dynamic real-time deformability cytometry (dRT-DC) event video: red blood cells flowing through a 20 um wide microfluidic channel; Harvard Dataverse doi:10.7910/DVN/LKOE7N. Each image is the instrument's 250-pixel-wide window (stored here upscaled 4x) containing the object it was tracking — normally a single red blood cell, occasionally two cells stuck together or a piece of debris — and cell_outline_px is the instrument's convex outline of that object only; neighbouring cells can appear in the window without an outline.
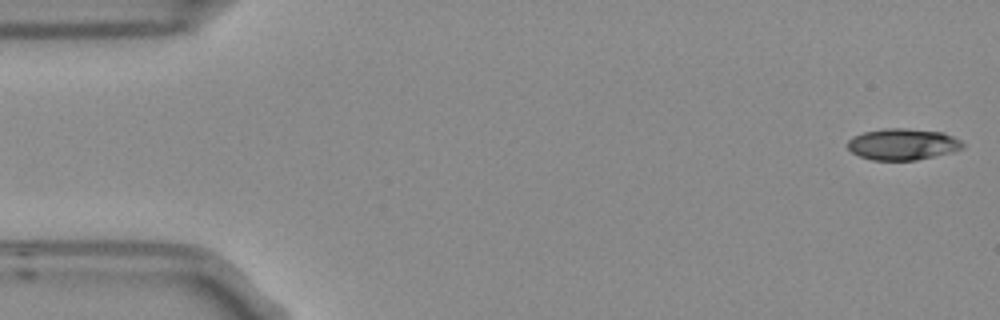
{"species": "Egyptian fruit bat (a non-hibernating species)", "species_latin": "Rousettus aegyptiacus", "temperature_condition": "room temperature", "stored_images_in_passage": 5, "camera_frame_rate_fps": 3000, "um_per_image_px": 0.085, "frame": {"image": 1, "passage_image": 1, "time_ms": 0.0, "image_size_px": [1000, 320], "cell_outline_px": [[964, 148], [952, 152], [916, 160], [872, 160], [860, 156], [852, 152], [848, 148], [848, 140], [852, 136], [864, 132], [884, 128], [904, 128], [944, 132], [960, 140], [964, 144]], "centroid_in_image_um": [76.73, 12.25], "position_along_channel_um": 8.3, "area_um2": 21.1}}
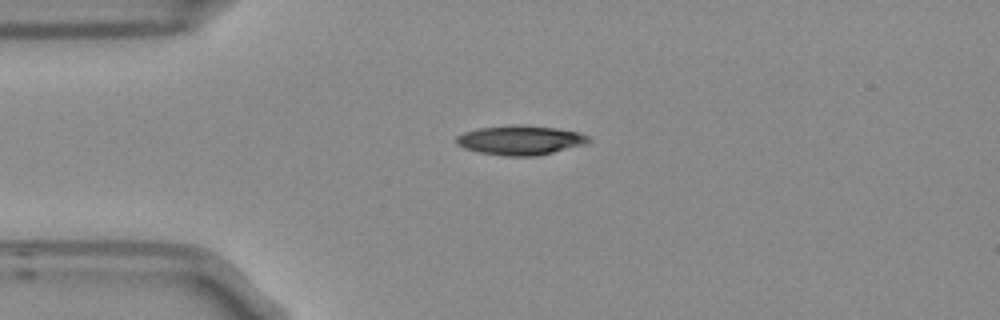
{"frame": {"image": 2, "passage_image": 4, "time_ms": 1.0, "image_size_px": [1000, 320], "cell_outline_px": [[592, 140], [588, 144], [536, 156], [508, 156], [480, 152], [464, 148], [456, 144], [456, 136], [464, 132], [480, 128], [520, 124], [524, 124], [556, 128], [580, 132], [588, 136]], "centroid_in_image_um": [44.27, 11.91], "position_along_channel_um": 40.7, "area_um2": 22.77}}